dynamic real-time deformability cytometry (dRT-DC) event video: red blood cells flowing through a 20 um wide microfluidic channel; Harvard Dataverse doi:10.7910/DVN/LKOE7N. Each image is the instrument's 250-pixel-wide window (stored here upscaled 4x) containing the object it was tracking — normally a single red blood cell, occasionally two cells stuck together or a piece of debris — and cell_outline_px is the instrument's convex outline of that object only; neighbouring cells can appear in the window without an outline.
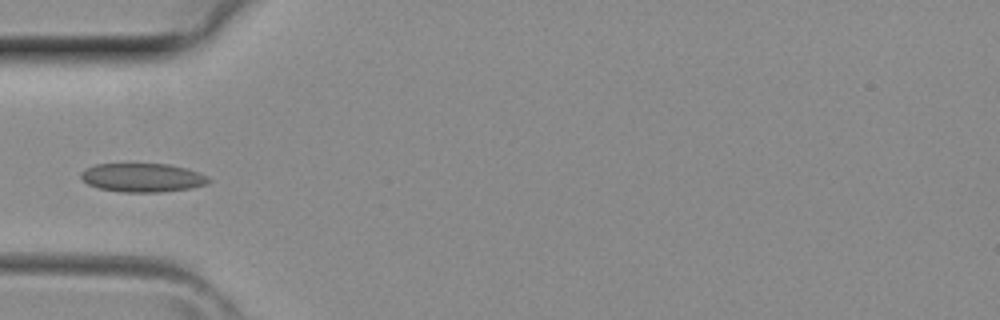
{"species": "common noctule bat (a hibernating species)", "species_latin": "Nyctalus noctula", "temperature_condition": "room temperature", "stored_images_in_passage": 4, "camera_frame_rate_fps": 3000, "um_per_image_px": 0.085, "animal": {"sex": "female", "body_mass_g": 29.2, "forearm_length_mm": 56.3}, "frame": {"image": 1, "passage_image": 4, "time_ms": 1.0, "image_size_px": [1000, 320], "cell_outline_px": [[212, 180], [208, 184], [192, 188], [160, 192], [120, 192], [100, 188], [88, 184], [80, 176], [80, 172], [96, 164], [168, 164], [188, 168], [200, 172], [208, 176]], "centroid_in_image_um": [12.18, 15.1], "position_along_channel_um": 72.8, "area_um2": 21.5}}